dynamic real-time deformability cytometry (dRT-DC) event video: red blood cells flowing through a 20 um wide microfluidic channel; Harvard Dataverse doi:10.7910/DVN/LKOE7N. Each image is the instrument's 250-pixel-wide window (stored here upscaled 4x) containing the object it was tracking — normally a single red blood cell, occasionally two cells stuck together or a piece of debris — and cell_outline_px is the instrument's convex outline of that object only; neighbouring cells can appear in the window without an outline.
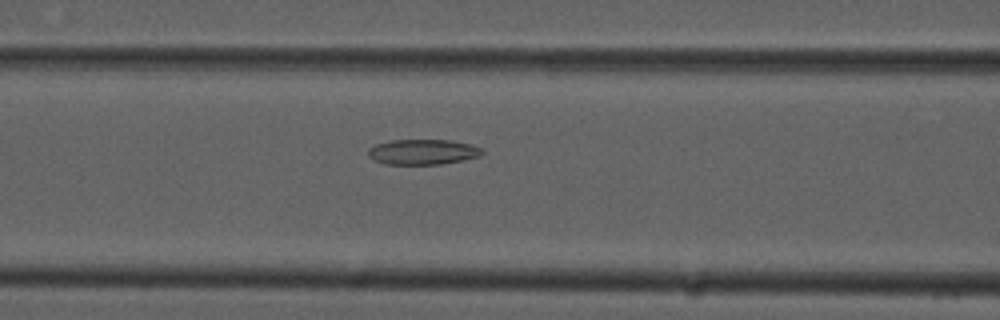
{"species": "common noctule bat (a hibernating species)", "species_latin": "Nyctalus noctula", "temperature_condition": "cold", "stored_images_in_passage": 39, "camera_frame_rate_fps": 3000, "um_per_image_px": 0.085, "animal": {"sex": "male", "forearm_length_mm": 52.5}, "frame": {"image": 1, "passage_image": 12, "time_ms": 3.667, "image_size_px": [1000, 320], "cell_outline_px": [[484, 152], [480, 156], [464, 160], [440, 164], [384, 164], [368, 156], [368, 148], [376, 144], [392, 140], [452, 140], [472, 144], [480, 148]], "centroid_in_image_um": [35.95, 12.91], "position_along_channel_um": 130.6, "area_um2": 16.82}}
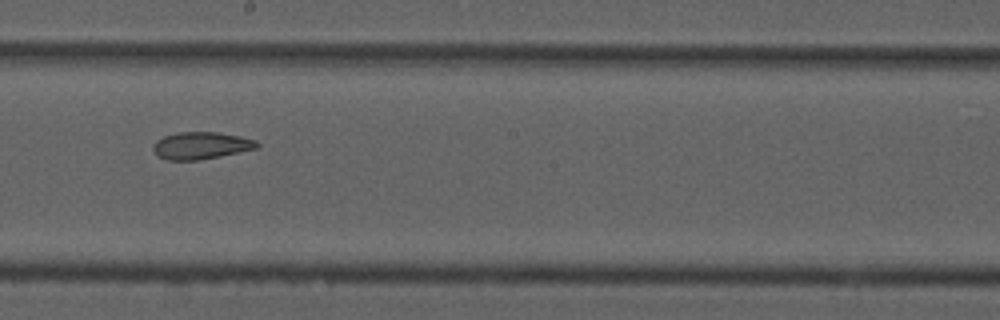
{"frame": {"image": 2, "passage_image": 20, "time_ms": 6.333, "image_size_px": [1000, 320], "cell_outline_px": [[260, 148], [200, 160], [168, 160], [160, 156], [152, 148], [152, 144], [156, 140], [164, 136], [180, 132], [216, 132], [240, 136], [256, 140], [260, 144]], "centroid_in_image_um": [17.13, 12.37], "position_along_channel_um": 231.1, "area_um2": 16.47}}
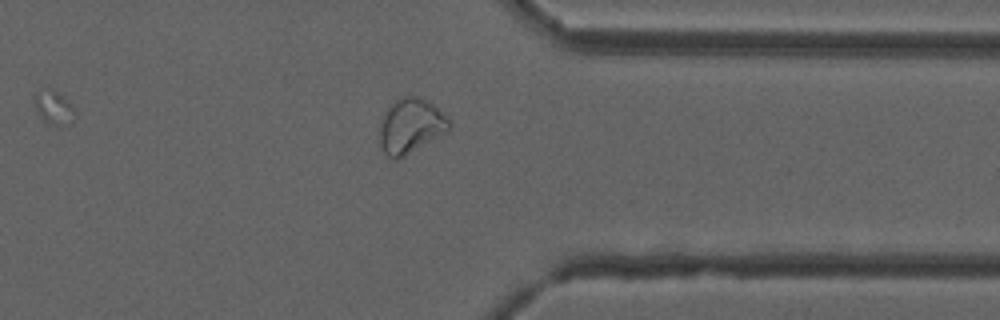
{"frame": {"image": 3, "passage_image": 32, "time_ms": 10.333, "image_size_px": [1000, 320], "cell_outline_px": [[452, 124], [448, 132], [404, 156], [396, 160], [392, 160], [384, 152], [380, 144], [376, 128], [388, 104], [404, 96], [420, 96], [428, 100], [448, 116]], "centroid_in_image_um": [34.88, 10.69], "position_along_channel_um": 376.5, "area_um2": 23.0}, "authors_computed_cell_mechanics": {"area_um2": 17.1088, "velocity_mm_per_s": 3.7706, "shape_relaxation_time_tau1_ms": null, "shape_relaxation_time_tau2_ms": 2.4501, "deformation_change_tau1": null, "deformation_change_tau2": 0.0829}}